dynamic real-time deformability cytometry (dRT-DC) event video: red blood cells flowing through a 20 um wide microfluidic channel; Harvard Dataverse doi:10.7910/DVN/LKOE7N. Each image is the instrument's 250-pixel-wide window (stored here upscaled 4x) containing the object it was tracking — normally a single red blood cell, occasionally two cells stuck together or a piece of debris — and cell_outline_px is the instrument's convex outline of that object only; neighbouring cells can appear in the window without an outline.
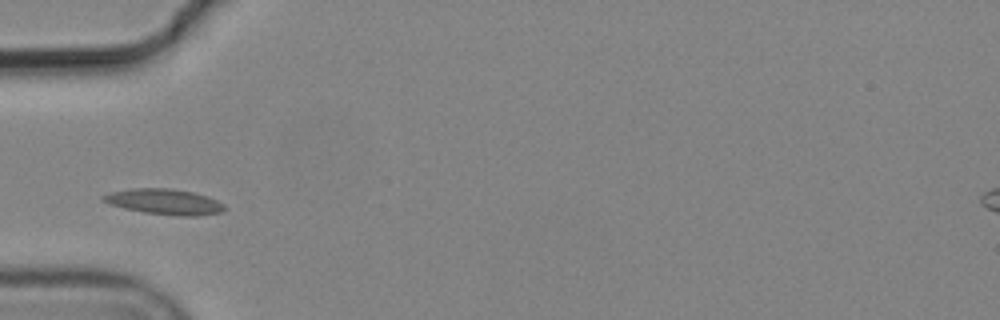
{"species": "common noctule bat (a hibernating species)", "species_latin": "Nyctalus noctula", "temperature_condition": "cold", "stored_images_in_passage": 6, "camera_frame_rate_fps": 3000, "um_per_image_px": 0.085, "animal": {"sex": "male", "body_mass_g": 19.2, "forearm_length_mm": 51.8}, "frame": {"image": 1, "passage_image": 3, "time_ms": 0.667, "image_size_px": [1000, 320], "cell_outline_px": [[224, 212], [196, 216], [180, 216], [144, 212], [124, 208], [108, 204], [100, 200], [100, 196], [108, 192], [132, 188], [168, 188], [192, 192], [208, 196], [224, 204]], "centroid_in_image_um": [13.93, 17.14], "position_along_channel_um": 71.1, "area_um2": 18.21}}
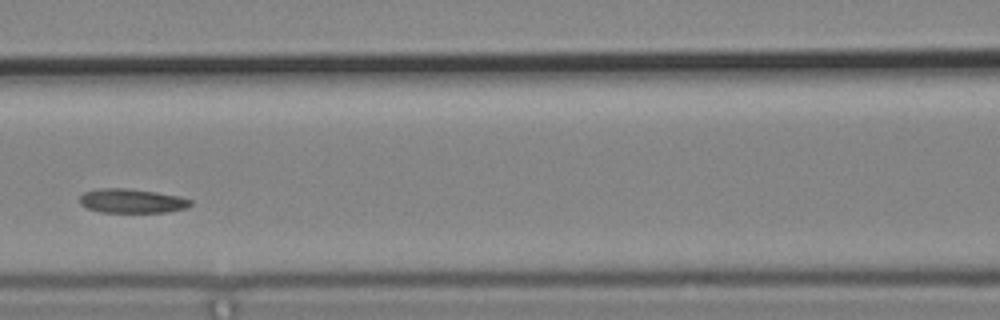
{"frame": {"image": 2, "passage_image": 5, "time_ms": 1.333, "image_size_px": [1000, 320], "cell_outline_px": [[192, 204], [184, 208], [168, 212], [100, 212], [88, 208], [80, 204], [80, 196], [84, 192], [100, 188], [128, 188], [156, 192], [180, 196], [192, 200]], "centroid_in_image_um": [11.21, 17.07], "position_along_channel_um": 155.4, "area_um2": 15.61}}
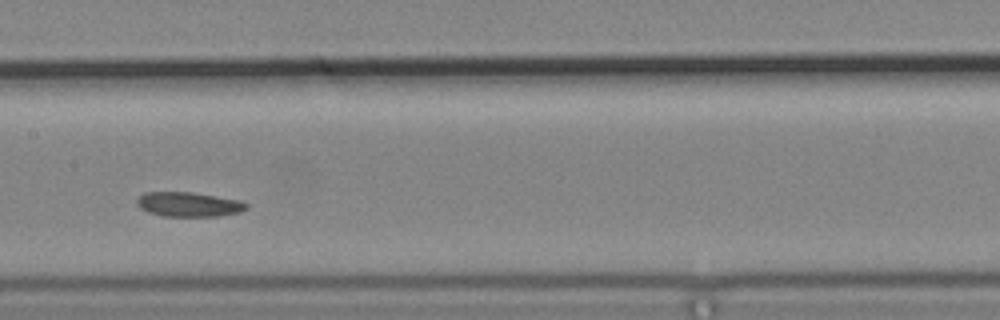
{"frame": {"image": 3, "passage_image": 6, "time_ms": 1.667, "image_size_px": [1000, 320], "cell_outline_px": [[248, 208], [240, 212], [216, 216], [164, 216], [148, 212], [140, 208], [136, 204], [136, 200], [144, 192], [192, 192], [240, 200], [248, 204]], "centroid_in_image_um": [16.03, 17.37], "position_along_channel_um": 191.4, "area_um2": 15.66}}